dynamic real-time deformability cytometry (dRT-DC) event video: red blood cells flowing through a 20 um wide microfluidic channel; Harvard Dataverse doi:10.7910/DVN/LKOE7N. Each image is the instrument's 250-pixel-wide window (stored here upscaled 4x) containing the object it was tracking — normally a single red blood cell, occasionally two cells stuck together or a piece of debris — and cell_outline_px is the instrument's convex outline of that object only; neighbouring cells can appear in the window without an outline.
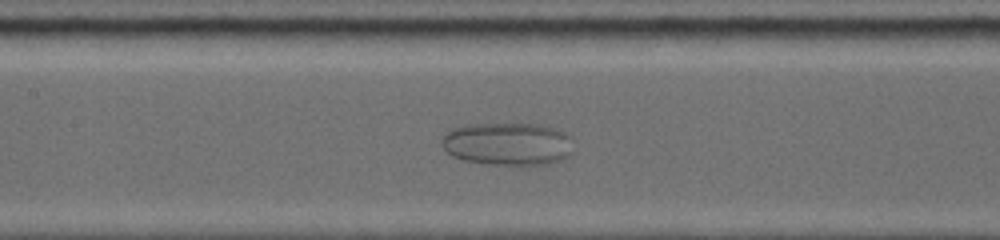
{"species": "common noctule bat (a hibernating species)", "species_latin": "Nyctalus noctula", "temperature_condition": "warm", "stored_images_in_passage": 33, "camera_frame_rate_fps": 5000, "um_per_image_px": 0.085, "animal": {"sex": "female", "body_mass_g": 19.0, "forearm_length_mm": 53.3}, "frame": {"image": 1, "passage_image": 10, "time_ms": 5.4, "image_size_px": [1000, 240], "cell_outline_px": [[572, 152], [564, 160], [548, 164], [484, 164], [464, 160], [452, 156], [444, 148], [444, 136], [448, 132], [456, 128], [484, 124], [532, 124], [552, 128], [564, 132], [568, 136]], "centroid_in_image_um": [43.19, 12.26], "position_along_channel_um": 164.2, "area_um2": 32.08}}
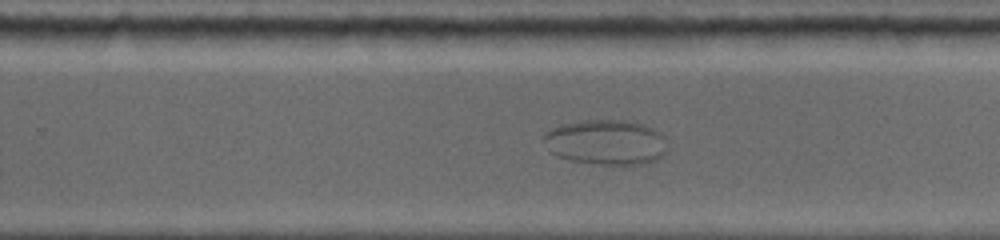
{"frame": {"image": 2, "passage_image": 19, "time_ms": 8.6, "image_size_px": [1000, 240], "cell_outline_px": [[668, 152], [664, 156], [648, 164], [592, 164], [568, 160], [556, 156], [548, 152], [544, 136], [548, 132], [556, 128], [568, 124], [588, 120], [620, 120], [636, 124], [648, 128], [656, 132]], "centroid_in_image_um": [51.47, 12.15], "position_along_channel_um": 278.3, "area_um2": 31.62}}